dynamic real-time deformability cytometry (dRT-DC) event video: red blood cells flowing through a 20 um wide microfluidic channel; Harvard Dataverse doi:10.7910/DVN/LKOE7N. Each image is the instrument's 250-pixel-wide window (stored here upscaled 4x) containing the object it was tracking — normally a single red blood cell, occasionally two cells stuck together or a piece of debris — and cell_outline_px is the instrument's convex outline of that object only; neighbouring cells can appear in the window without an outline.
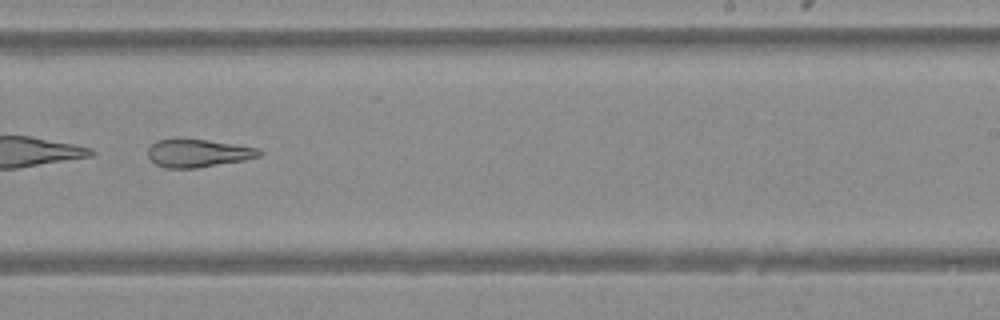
{"species": "Egyptian fruit bat (a non-hibernating species)", "species_latin": "Rousettus aegyptiacus", "temperature_condition": "warm", "stored_images_in_passage": 38, "camera_frame_rate_fps": 3000, "um_per_image_px": 0.085, "animal": {"sex": "female"}, "frame": {"image": 1, "passage_image": 27, "time_ms": 8.667, "image_size_px": [1000, 320], "cell_outline_px": [[264, 152], [260, 156], [244, 160], [196, 168], [164, 168], [156, 164], [148, 156], [148, 148], [156, 140], [176, 136], [180, 136], [208, 140], [256, 148]], "centroid_in_image_um": [16.77, 12.98], "position_along_channel_um": 272.2, "area_um2": 18.55}}
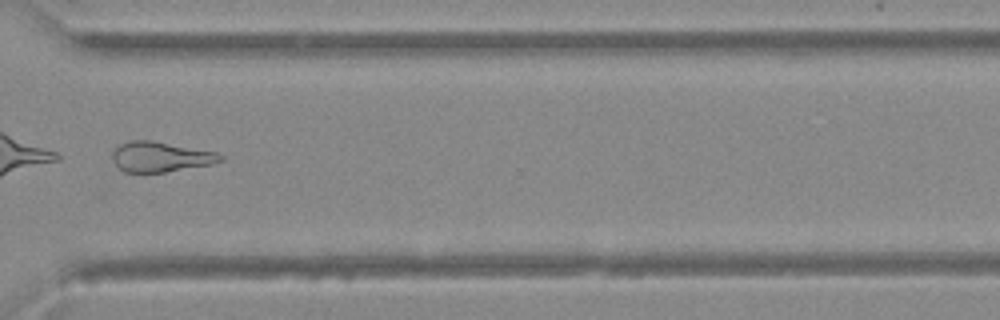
{"frame": {"image": 2, "passage_image": 33, "time_ms": 10.667, "image_size_px": [1000, 320], "cell_outline_px": [[224, 160], [212, 164], [164, 172], [124, 172], [112, 160], [112, 152], [120, 144], [132, 140], [152, 140], [216, 152], [224, 156]], "centroid_in_image_um": [13.65, 13.32], "position_along_channel_um": 356.9, "area_um2": 18.9}}